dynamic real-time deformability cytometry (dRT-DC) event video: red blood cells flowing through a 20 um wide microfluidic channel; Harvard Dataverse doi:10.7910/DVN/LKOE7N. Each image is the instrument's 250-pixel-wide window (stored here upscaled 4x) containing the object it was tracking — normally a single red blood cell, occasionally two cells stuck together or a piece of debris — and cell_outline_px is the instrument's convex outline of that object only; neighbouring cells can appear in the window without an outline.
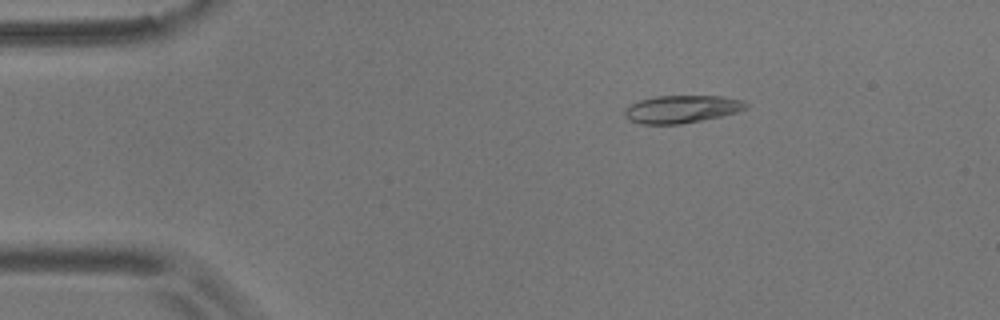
{"species": "common noctule bat (a hibernating species)", "species_latin": "Nyctalus noctula", "temperature_condition": "room temperature", "stored_images_in_passage": 54, "camera_frame_rate_fps": 3000, "um_per_image_px": 0.085, "animal": {"sex": "male", "body_mass_g": 17.9}, "frame": {"image": 1, "passage_image": 8, "time_ms": 2.333, "image_size_px": [1000, 320], "cell_outline_px": [[748, 108], [736, 112], [720, 116], [680, 124], [640, 124], [628, 120], [624, 116], [624, 108], [640, 100], [656, 96], [724, 96], [744, 100], [748, 104]], "centroid_in_image_um": [57.94, 9.27], "position_along_channel_um": 27.1, "area_um2": 19.59}}
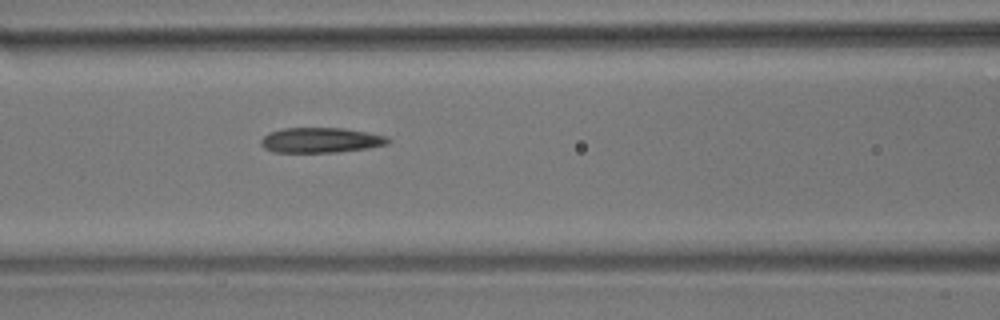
{"frame": {"image": 2, "passage_image": 22, "time_ms": 7.0, "image_size_px": [1000, 320], "cell_outline_px": [[392, 140], [388, 144], [368, 148], [340, 152], [272, 152], [264, 148], [260, 144], [260, 140], [268, 132], [280, 128], [344, 128], [368, 132], [384, 136]], "centroid_in_image_um": [27.24, 11.91], "position_along_channel_um": 139.4, "area_um2": 18.79}}
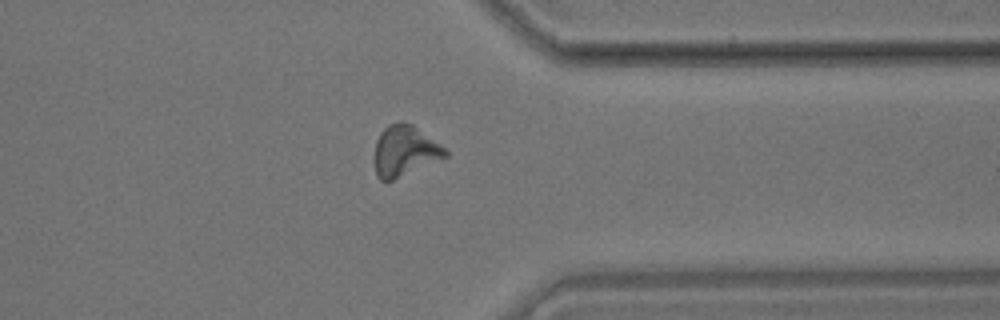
{"frame": {"image": 3, "passage_image": 42, "time_ms": 13.667, "image_size_px": [1000, 320], "cell_outline_px": [[448, 156], [392, 180], [380, 180], [376, 176], [376, 140], [380, 132], [388, 124], [400, 120], [412, 124], [444, 148], [448, 152]], "centroid_in_image_um": [34.39, 12.8], "position_along_channel_um": 377.0, "area_um2": 20.46}, "authors_computed_cell_mechanics": {"area_um2": 19.8254, "velocity_mm_per_s": 3.6558, "shape_relaxation_time_tau1_ms": 4.6515, "shape_relaxation_time_tau2_ms": 4.4845, "deformation_change_tau1": 0.1313, "deformation_change_tau2": 0.1549}}